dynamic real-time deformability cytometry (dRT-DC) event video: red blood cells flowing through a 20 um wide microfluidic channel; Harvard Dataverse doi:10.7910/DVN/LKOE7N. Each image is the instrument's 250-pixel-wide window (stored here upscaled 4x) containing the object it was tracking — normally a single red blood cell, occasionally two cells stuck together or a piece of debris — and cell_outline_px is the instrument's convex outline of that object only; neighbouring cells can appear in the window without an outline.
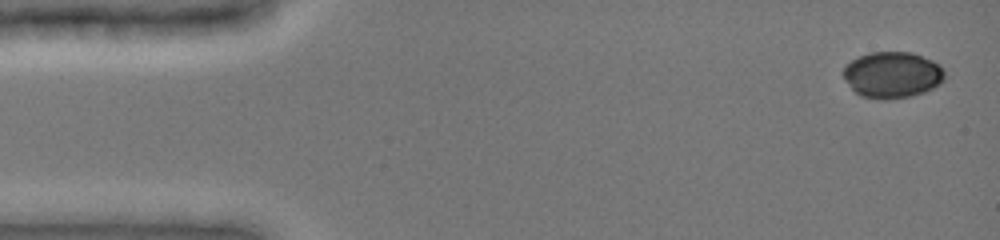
{"species": "common noctule bat (a hibernating species)", "species_latin": "Nyctalus noctula", "temperature_condition": "cold", "stored_images_in_passage": 12, "camera_frame_rate_fps": 3000, "um_per_image_px": 0.085, "animal": {"sex": "female", "body_mass_g": 19.0, "forearm_length_mm": 51.5}, "frame": {"image": 1, "passage_image": 1, "time_ms": 0.0, "image_size_px": [1000, 240], "cell_outline_px": [[944, 80], [940, 84], [924, 92], [912, 96], [860, 96], [852, 88], [844, 76], [844, 68], [852, 60], [860, 56], [872, 52], [908, 52], [932, 60], [940, 64], [944, 72]], "centroid_in_image_um": [75.89, 6.32], "position_along_channel_um": 9.1, "area_um2": 26.3}}
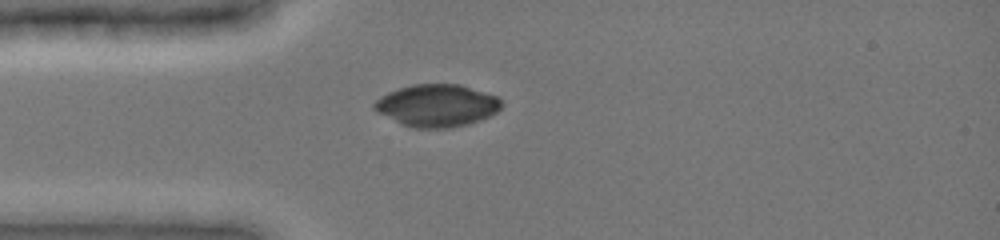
{"frame": {"image": 2, "passage_image": 10, "time_ms": 3.667, "image_size_px": [1000, 240], "cell_outline_px": [[500, 108], [496, 112], [480, 120], [448, 128], [416, 128], [404, 124], [372, 108], [372, 104], [380, 96], [388, 92], [400, 88], [416, 84], [460, 84], [496, 96], [500, 100]], "centroid_in_image_um": [37.13, 8.95], "position_along_channel_um": 47.9, "area_um2": 30.69}}